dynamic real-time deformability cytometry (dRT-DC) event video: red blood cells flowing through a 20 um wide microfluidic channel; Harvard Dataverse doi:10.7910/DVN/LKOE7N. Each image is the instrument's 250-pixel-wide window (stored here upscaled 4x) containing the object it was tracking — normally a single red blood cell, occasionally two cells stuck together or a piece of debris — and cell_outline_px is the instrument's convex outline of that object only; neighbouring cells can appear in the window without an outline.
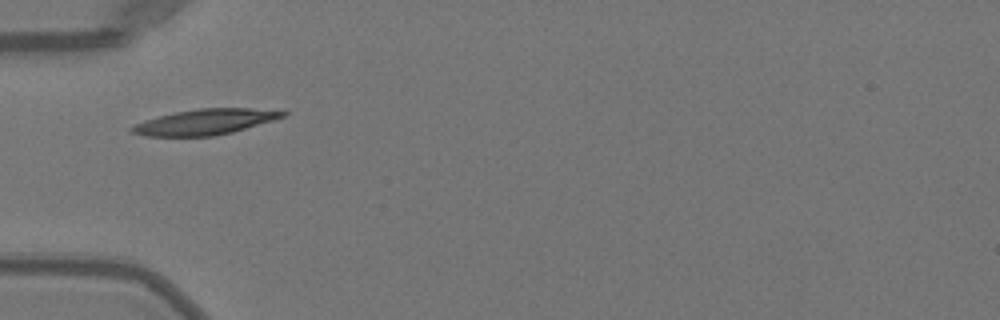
{"species": "Egyptian fruit bat (a non-hibernating species)", "species_latin": "Rousettus aegyptiacus", "temperature_condition": "warm", "stored_images_in_passage": 35, "camera_frame_rate_fps": 3000, "um_per_image_px": 0.085, "animal": {"sex": "female"}, "frame": {"image": 1, "passage_image": 1, "time_ms": 0.0, "image_size_px": [1000, 320], "cell_outline_px": [[288, 112], [284, 116], [272, 120], [232, 132], [212, 136], [144, 136], [132, 132], [128, 128], [144, 120], [176, 112], [200, 108], [252, 108]], "centroid_in_image_um": [17.39, 10.36], "position_along_channel_um": 67.6, "area_um2": 22.08}}
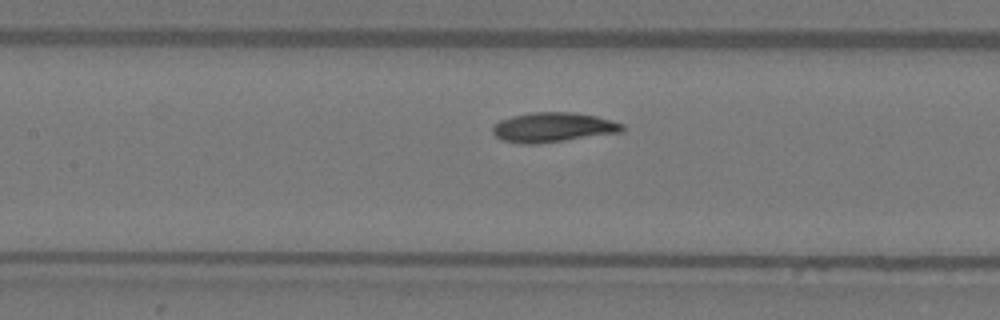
{"frame": {"image": 2, "passage_image": 8, "time_ms": 2.333, "image_size_px": [1000, 320], "cell_outline_px": [[624, 132], [536, 144], [524, 144], [500, 140], [492, 132], [492, 124], [500, 120], [512, 116], [532, 112], [572, 112], [596, 116], [624, 124]], "centroid_in_image_um": [46.99, 10.82], "position_along_channel_um": 160.4, "area_um2": 22.54}}
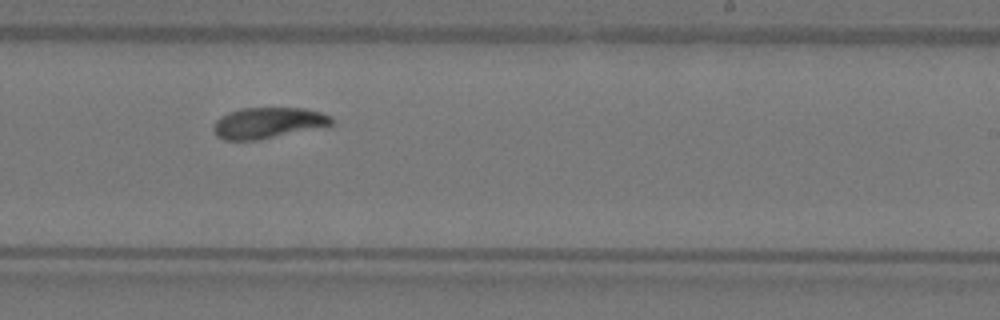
{"frame": {"image": 3, "passage_image": 16, "time_ms": 5.0, "image_size_px": [1000, 320], "cell_outline_px": [[332, 124], [328, 128], [260, 140], [224, 140], [216, 136], [212, 128], [216, 120], [220, 116], [228, 112], [240, 108], [304, 108], [320, 112], [332, 116]], "centroid_in_image_um": [22.83, 10.46], "position_along_channel_um": 266.2, "area_um2": 22.02}, "authors_computed_cell_mechanics": {"area_um2": 21.675, "velocity_mm_per_s": 3.9903, "shape_relaxation_time_tau1_ms": 2.4356, "shape_relaxation_time_tau2_ms": 8.0644, "deformation_change_tau1": 0.1494, "deformation_change_tau2": 0.0701}}